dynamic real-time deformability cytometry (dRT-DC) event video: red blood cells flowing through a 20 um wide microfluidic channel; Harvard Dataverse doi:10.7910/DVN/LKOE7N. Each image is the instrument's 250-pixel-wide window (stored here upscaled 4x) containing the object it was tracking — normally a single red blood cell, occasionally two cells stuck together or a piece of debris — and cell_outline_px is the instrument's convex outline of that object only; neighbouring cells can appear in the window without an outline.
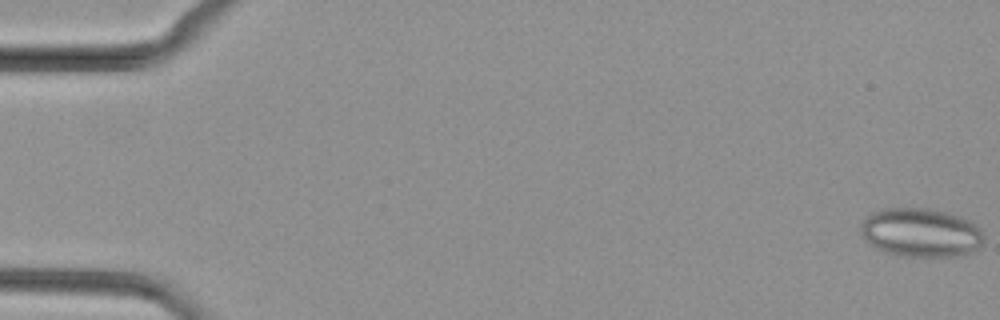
{"species": "common noctule bat (a hibernating species)", "species_latin": "Nyctalus noctula", "temperature_condition": "cold", "stored_images_in_passage": 37, "camera_frame_rate_fps": 3000, "um_per_image_px": 0.085, "animal": {"sex": "female", "body_mass_g": 29.2, "forearm_length_mm": 56.3}, "frame": {"image": 1, "passage_image": 1, "time_ms": 0.0, "image_size_px": [1000, 320], "cell_outline_px": [[984, 240], [972, 252], [964, 256], [900, 256], [884, 252], [876, 248], [864, 240], [860, 232], [860, 224], [872, 212], [884, 208], [928, 208], [944, 212], [968, 220], [976, 224], [980, 228], [984, 236]], "centroid_in_image_um": [78.25, 19.78], "position_along_channel_um": 6.8, "area_um2": 35.14}}
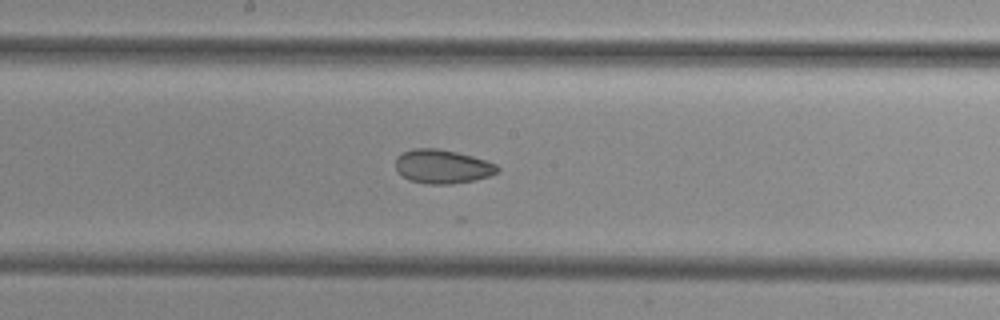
{"frame": {"image": 2, "passage_image": 27, "time_ms": 8.667, "image_size_px": [1000, 320], "cell_outline_px": [[500, 168], [496, 172], [488, 176], [476, 180], [452, 184], [428, 184], [408, 180], [396, 172], [396, 156], [412, 148], [436, 148], [456, 152], [472, 156], [496, 164]], "centroid_in_image_um": [37.56, 14.16], "position_along_channel_um": 210.6, "area_um2": 20.17}}
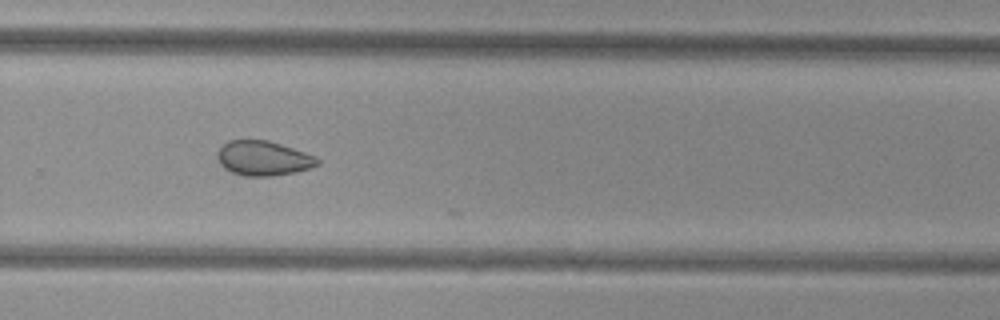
{"frame": {"image": 3, "passage_image": 34, "time_ms": 11.0, "image_size_px": [1000, 320], "cell_outline_px": [[320, 164], [312, 168], [296, 172], [272, 176], [244, 176], [232, 172], [224, 168], [220, 164], [216, 156], [216, 152], [228, 140], [268, 140], [316, 156], [320, 160]], "centroid_in_image_um": [22.39, 13.46], "position_along_channel_um": 307.4, "area_um2": 20.35}}